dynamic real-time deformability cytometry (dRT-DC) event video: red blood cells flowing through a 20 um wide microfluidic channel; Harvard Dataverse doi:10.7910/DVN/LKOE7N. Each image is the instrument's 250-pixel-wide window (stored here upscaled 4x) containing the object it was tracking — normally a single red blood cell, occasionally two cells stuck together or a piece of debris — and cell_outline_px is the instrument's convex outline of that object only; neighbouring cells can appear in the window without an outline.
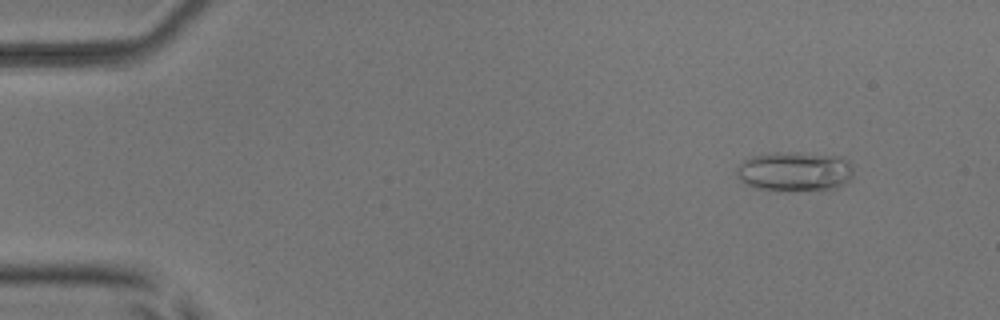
{"species": "common noctule bat (a hibernating species)", "species_latin": "Nyctalus noctula", "temperature_condition": "room temperature", "stored_images_in_passage": 4, "camera_frame_rate_fps": 3000, "um_per_image_px": 0.085, "animal": {"sex": "male", "body_mass_g": 17.9, "forearm_length_mm": 54.2}, "frame": {"image": 1, "passage_image": 1, "time_ms": 0.0, "image_size_px": [1000, 320], "cell_outline_px": [[852, 176], [844, 184], [836, 188], [776, 192], [756, 188], [744, 184], [736, 176], [736, 168], [744, 160], [752, 156], [768, 152], [800, 152], [844, 156], [848, 160], [852, 168]], "centroid_in_image_um": [67.52, 14.57], "position_along_channel_um": 17.5, "area_um2": 27.69}}